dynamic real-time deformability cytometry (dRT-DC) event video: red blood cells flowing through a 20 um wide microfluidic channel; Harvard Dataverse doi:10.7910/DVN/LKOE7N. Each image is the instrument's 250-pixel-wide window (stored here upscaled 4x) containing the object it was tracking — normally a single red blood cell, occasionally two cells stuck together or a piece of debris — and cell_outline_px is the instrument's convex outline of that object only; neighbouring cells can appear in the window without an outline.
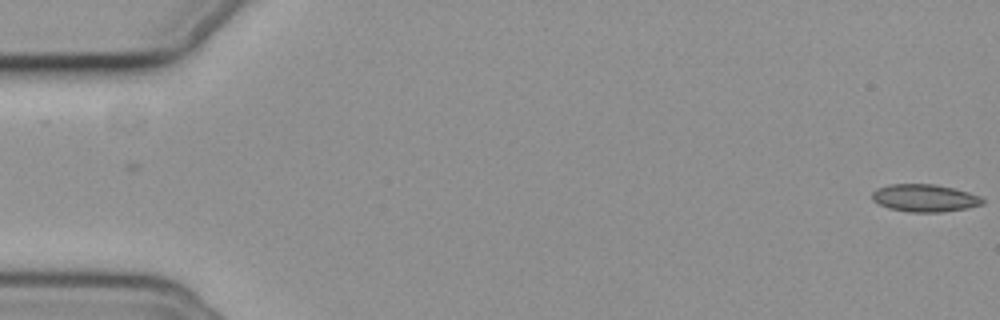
{"species": "common noctule bat (a hibernating species)", "species_latin": "Nyctalus noctula", "temperature_condition": "cold", "stored_images_in_passage": 11, "camera_frame_rate_fps": 3000, "um_per_image_px": 0.085, "animal": {"sex": "female", "body_mass_g": 19.3, "forearm_length_mm": 54.1}, "frame": {"image": 1, "passage_image": 1, "time_ms": 0.0, "image_size_px": [1000, 320], "cell_outline_px": [[984, 204], [968, 208], [940, 212], [908, 212], [888, 208], [872, 200], [872, 192], [876, 188], [888, 184], [936, 184], [968, 192], [980, 196], [984, 200]], "centroid_in_image_um": [78.58, 16.83], "position_along_channel_um": 6.4, "area_um2": 17.8}}